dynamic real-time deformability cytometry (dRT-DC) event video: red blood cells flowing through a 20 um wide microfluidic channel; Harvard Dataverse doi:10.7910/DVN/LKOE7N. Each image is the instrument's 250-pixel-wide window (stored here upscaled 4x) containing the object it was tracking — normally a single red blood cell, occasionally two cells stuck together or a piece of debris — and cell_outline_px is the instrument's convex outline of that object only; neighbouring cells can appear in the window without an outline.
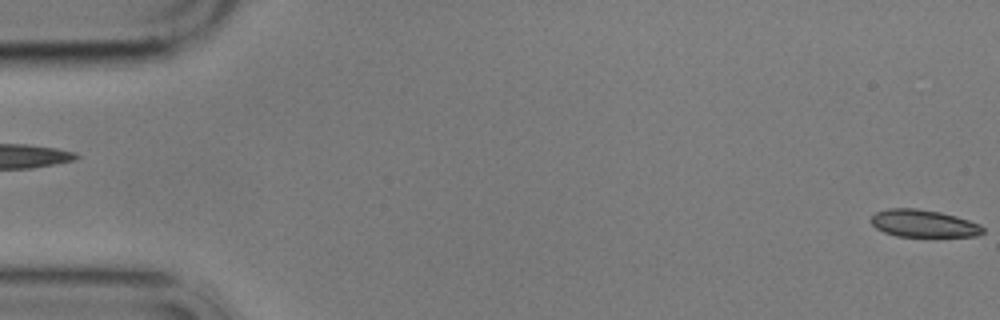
{"species": "common noctule bat (a hibernating species)", "species_latin": "Nyctalus noctula", "temperature_condition": "cold", "stored_images_in_passage": 5, "segment_of_instrument_passage": [2, 2], "camera_frame_rate_fps": 3000, "um_per_image_px": 0.085, "animal": {"sex": "male", "body_mass_g": 17.9}, "frame": {"image": 1, "passage_image": 5, "time_ms": 5.667, "image_size_px": [1000, 320], "cell_outline_px": [[984, 232], [976, 236], [896, 236], [884, 232], [876, 228], [868, 220], [876, 212], [888, 208], [916, 208], [940, 212], [956, 216], [980, 224], [984, 228]], "centroid_in_image_um": [78.47, 18.99], "position_along_channel_um": 6.5, "area_um2": 17.86}}